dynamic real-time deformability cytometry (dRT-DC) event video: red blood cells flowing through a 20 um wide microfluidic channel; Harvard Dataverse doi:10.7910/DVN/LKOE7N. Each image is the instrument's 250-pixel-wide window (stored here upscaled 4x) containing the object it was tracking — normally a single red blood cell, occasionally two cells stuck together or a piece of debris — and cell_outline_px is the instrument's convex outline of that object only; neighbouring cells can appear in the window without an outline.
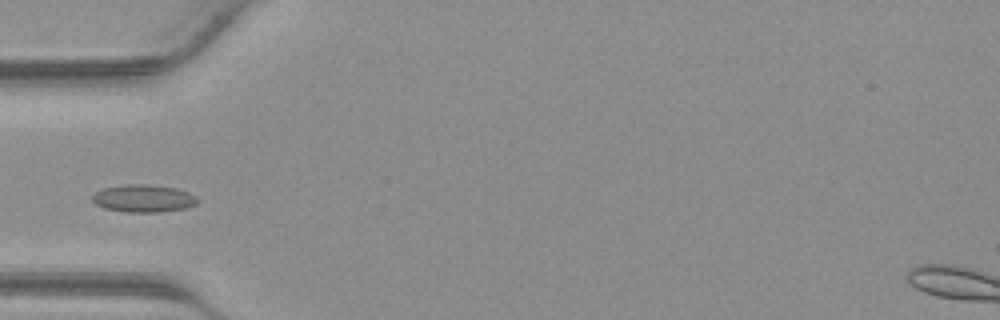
{"species": "common noctule bat (a hibernating species)", "species_latin": "Nyctalus noctula", "temperature_condition": "warm", "stored_images_in_passage": 30, "camera_frame_rate_fps": 3000, "um_per_image_px": 0.085, "animal": {"sex": "male", "body_mass_g": 23.1, "forearm_length_mm": 52.7}, "frame": {"image": 1, "passage_image": 2, "time_ms": 0.333, "image_size_px": [1000, 320], "cell_outline_px": [[200, 200], [196, 204], [188, 208], [160, 212], [124, 212], [104, 208], [96, 204], [92, 200], [92, 196], [96, 192], [104, 188], [128, 184], [148, 184], [176, 188], [188, 192], [196, 196]], "centroid_in_image_um": [12.23, 16.87], "position_along_channel_um": 72.8, "area_um2": 16.99}}
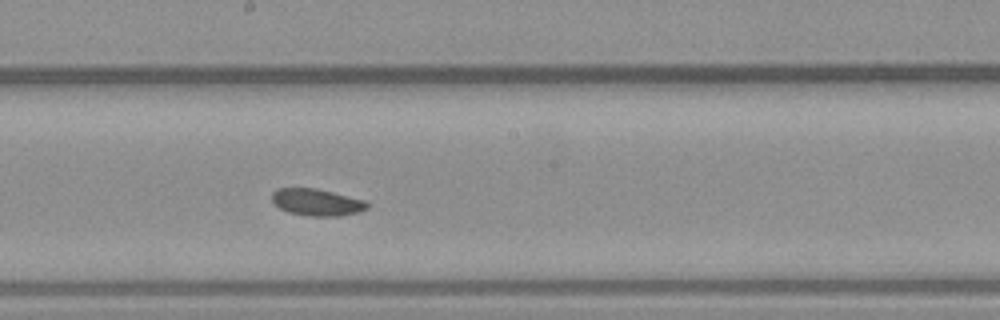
{"frame": {"image": 2, "passage_image": 11, "time_ms": 3.333, "image_size_px": [1000, 320], "cell_outline_px": [[368, 208], [360, 212], [340, 216], [308, 216], [288, 212], [280, 208], [272, 200], [272, 192], [276, 188], [316, 188], [368, 200]], "centroid_in_image_um": [26.97, 17.19], "position_along_channel_um": 221.2, "area_um2": 15.14}}
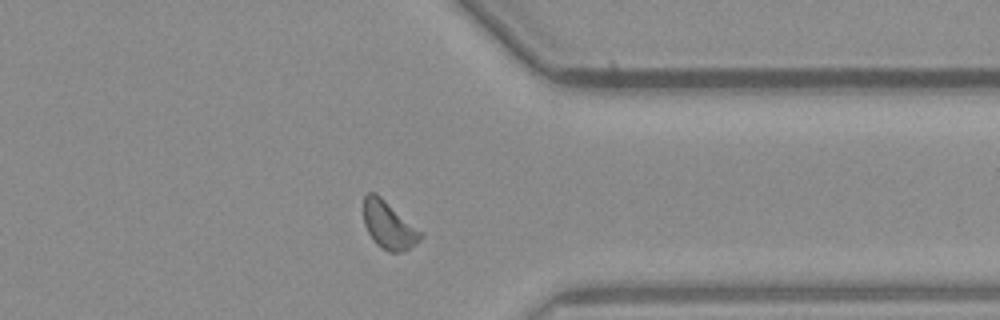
{"frame": {"image": 3, "passage_image": 21, "time_ms": 6.667, "image_size_px": [1000, 320], "cell_outline_px": [[424, 236], [420, 240], [404, 252], [388, 252], [380, 248], [372, 240], [364, 224], [364, 196], [368, 192], [376, 192], [424, 232]], "centroid_in_image_um": [33.07, 19.14], "position_along_channel_um": 378.3, "area_um2": 16.18}}